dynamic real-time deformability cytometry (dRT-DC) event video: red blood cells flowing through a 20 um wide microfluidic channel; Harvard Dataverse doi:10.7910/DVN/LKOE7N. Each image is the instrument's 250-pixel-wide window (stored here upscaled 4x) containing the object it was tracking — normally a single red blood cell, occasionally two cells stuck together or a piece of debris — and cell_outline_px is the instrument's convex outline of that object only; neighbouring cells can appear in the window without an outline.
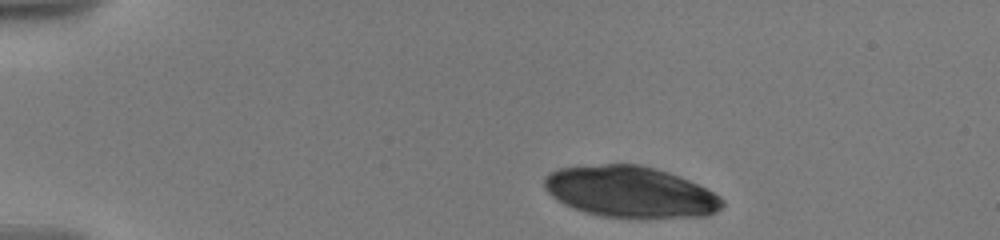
{"species": "human", "species_latin": "Homo sapiens", "temperature_condition": "warm", "stored_images_in_passage": 3, "camera_frame_rate_fps": 3000, "um_per_image_px": 0.085, "donor": {"sex": "male"}, "frame": {"image": 1, "passage_image": 1, "time_ms": 0.0, "image_size_px": [1000, 240], "cell_outline_px": [[724, 204], [716, 212], [708, 216], [648, 220], [636, 220], [600, 216], [584, 212], [572, 208], [556, 200], [544, 188], [544, 176], [560, 168], [604, 164], [640, 164], [656, 168], [680, 176], [720, 196], [724, 200]], "centroid_in_image_um": [53.6, 16.36], "position_along_channel_um": 31.4, "area_um2": 54.22}}